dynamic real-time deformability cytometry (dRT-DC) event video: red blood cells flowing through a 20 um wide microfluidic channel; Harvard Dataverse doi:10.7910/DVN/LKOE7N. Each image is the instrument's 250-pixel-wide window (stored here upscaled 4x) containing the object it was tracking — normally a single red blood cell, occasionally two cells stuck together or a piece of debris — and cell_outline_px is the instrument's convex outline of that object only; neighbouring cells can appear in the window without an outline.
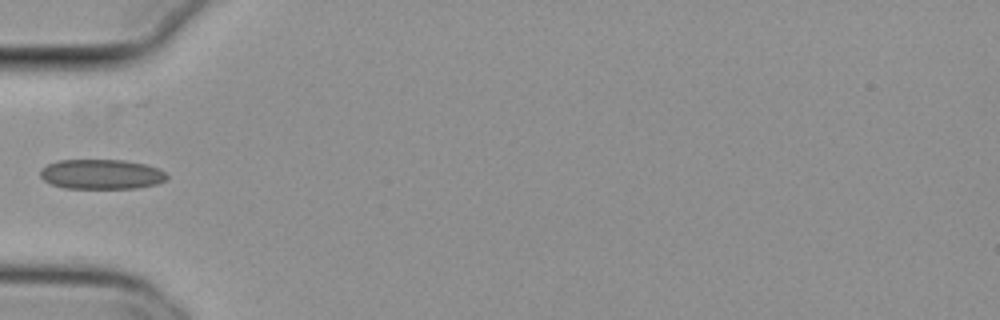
{"species": "common noctule bat (a hibernating species)", "species_latin": "Nyctalus noctula", "temperature_condition": "cold", "stored_images_in_passage": 36, "camera_frame_rate_fps": 3000, "um_per_image_px": 0.085, "animal": {"sex": "female", "body_mass_g": 29.2, "forearm_length_mm": 56.3}, "frame": {"image": 1, "passage_image": 1, "time_ms": 0.0, "image_size_px": [1000, 320], "cell_outline_px": [[168, 176], [164, 180], [156, 184], [136, 188], [64, 188], [52, 184], [44, 180], [40, 176], [40, 168], [48, 164], [60, 160], [124, 160], [148, 164], [164, 172]], "centroid_in_image_um": [8.6, 14.8], "position_along_channel_um": 76.4, "area_um2": 21.96}}
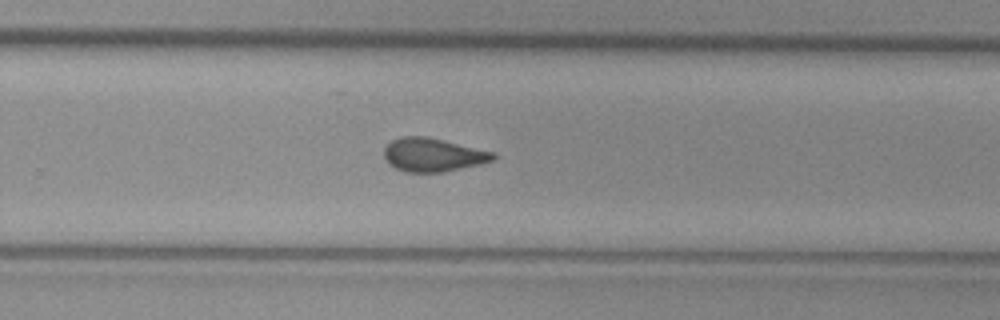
{"frame": {"image": 2, "passage_image": 18, "time_ms": 5.667, "image_size_px": [1000, 320], "cell_outline_px": [[496, 160], [480, 164], [444, 172], [404, 172], [388, 164], [384, 156], [384, 148], [392, 140], [400, 136], [424, 136], [444, 140], [496, 152]], "centroid_in_image_um": [36.82, 13.16], "position_along_channel_um": 293.0, "area_um2": 21.5}}
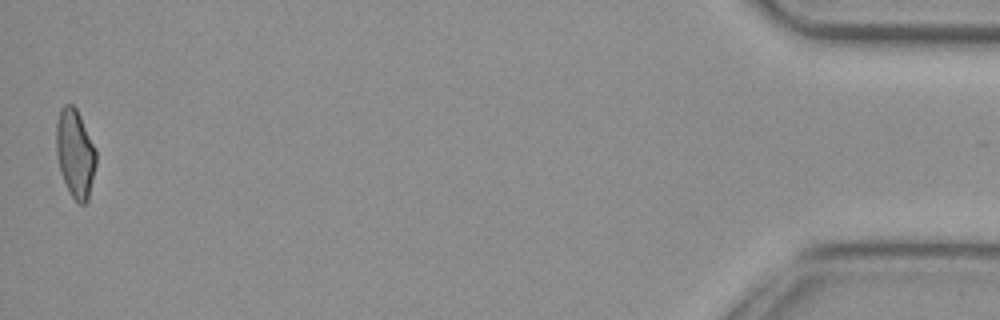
{"frame": {"image": 3, "passage_image": 36, "time_ms": 11.667, "image_size_px": [1000, 320], "cell_outline_px": [[96, 164], [88, 200], [84, 204], [80, 204], [72, 196], [60, 172], [56, 152], [56, 124], [60, 108], [64, 104], [72, 104], [76, 108], [96, 148]], "centroid_in_image_um": [6.39, 13.01], "position_along_channel_um": 428.8, "area_um2": 20.46}}